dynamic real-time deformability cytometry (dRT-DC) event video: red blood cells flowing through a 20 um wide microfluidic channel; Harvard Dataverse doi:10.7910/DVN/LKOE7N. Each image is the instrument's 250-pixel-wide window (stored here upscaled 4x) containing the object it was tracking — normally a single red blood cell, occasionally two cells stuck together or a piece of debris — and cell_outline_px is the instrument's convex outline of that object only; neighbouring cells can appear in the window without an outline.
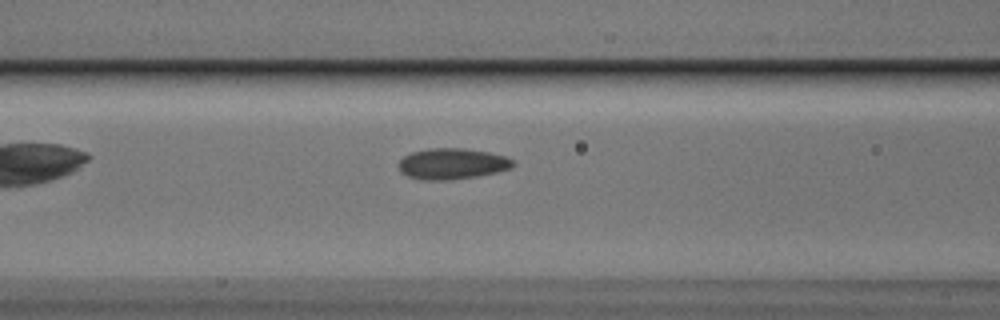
{"species": "Egyptian fruit bat (a non-hibernating species)", "species_latin": "Rousettus aegyptiacus", "temperature_condition": "cold", "stored_images_in_passage": 31, "camera_frame_rate_fps": 3000, "um_per_image_px": 0.085, "animal": {"sex": "male"}, "frame": {"image": 1, "passage_image": 6, "time_ms": 1.667, "image_size_px": [1000, 320], "cell_outline_px": [[516, 164], [512, 168], [496, 172], [476, 176], [448, 180], [424, 180], [408, 176], [400, 172], [396, 164], [404, 156], [412, 152], [428, 148], [464, 148], [488, 152], [504, 156], [512, 160]], "centroid_in_image_um": [38.4, 13.92], "position_along_channel_um": 128.2, "area_um2": 20.69}}
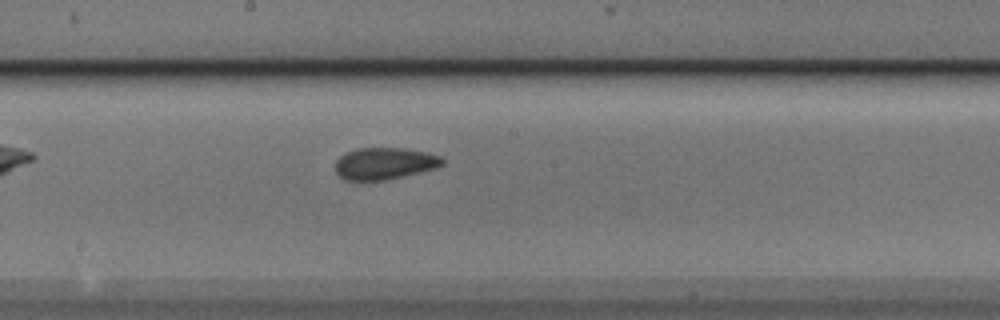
{"frame": {"image": 2, "passage_image": 13, "time_ms": 4.0, "image_size_px": [1000, 320], "cell_outline_px": [[444, 164], [436, 168], [384, 180], [344, 180], [336, 172], [336, 160], [344, 152], [356, 148], [408, 148], [428, 152], [440, 156], [444, 160]], "centroid_in_image_um": [32.68, 13.87], "position_along_channel_um": 215.5, "area_um2": 19.94}}
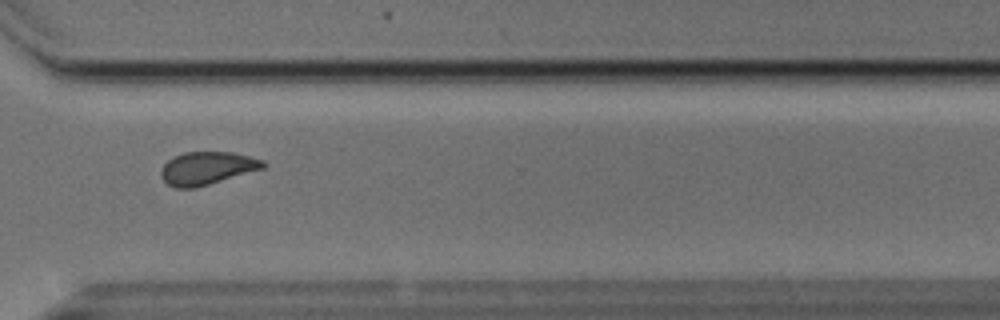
{"frame": {"image": 3, "passage_image": 24, "time_ms": 7.667, "image_size_px": [1000, 320], "cell_outline_px": [[268, 164], [264, 168], [208, 184], [192, 188], [176, 188], [168, 184], [160, 176], [160, 172], [164, 164], [168, 160], [184, 152], [232, 152], [264, 160]], "centroid_in_image_um": [17.6, 14.29], "position_along_channel_um": 353.0, "area_um2": 19.36}}